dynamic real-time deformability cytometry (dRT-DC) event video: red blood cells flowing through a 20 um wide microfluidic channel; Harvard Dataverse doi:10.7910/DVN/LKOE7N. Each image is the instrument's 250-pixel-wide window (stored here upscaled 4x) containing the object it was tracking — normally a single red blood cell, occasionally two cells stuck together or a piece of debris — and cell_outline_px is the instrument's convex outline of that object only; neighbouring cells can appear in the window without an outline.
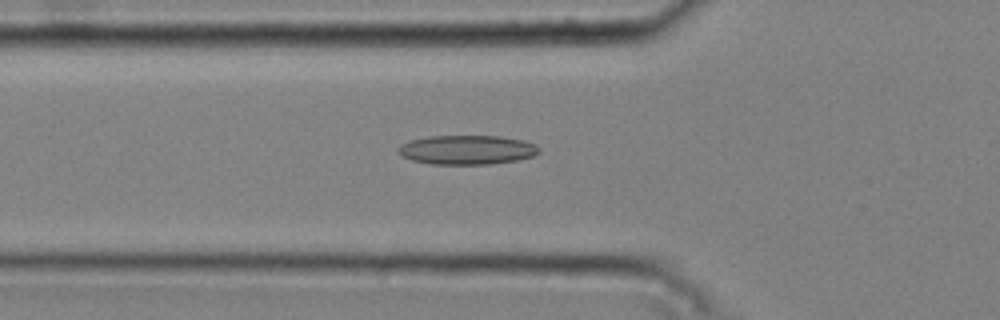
{"species": "common noctule bat (a hibernating species)", "species_latin": "Nyctalus noctula", "temperature_condition": "cold", "stored_images_in_passage": 36, "camera_frame_rate_fps": 3000, "um_per_image_px": 0.085, "animal": {"sex": "male", "body_mass_g": 20.4}, "frame": {"image": 1, "passage_image": 5, "time_ms": 1.333, "image_size_px": [1000, 320], "cell_outline_px": [[540, 152], [532, 156], [516, 160], [488, 164], [432, 164], [412, 160], [404, 156], [400, 152], [400, 144], [412, 140], [428, 136], [500, 136], [524, 140], [536, 144], [540, 148]], "centroid_in_image_um": [39.75, 12.73], "position_along_channel_um": 86.1, "area_um2": 23.81}}
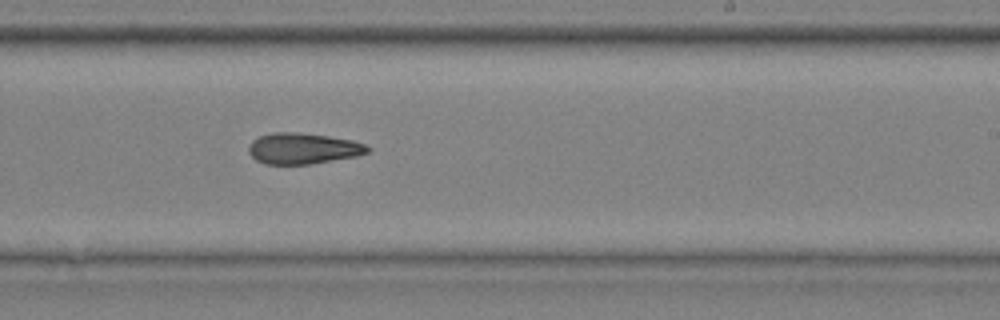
{"frame": {"image": 2, "passage_image": 19, "time_ms": 6.0, "image_size_px": [1000, 320], "cell_outline_px": [[372, 148], [368, 152], [356, 156], [312, 164], [264, 164], [256, 160], [248, 152], [248, 148], [252, 140], [260, 136], [272, 132], [292, 132], [328, 136], [352, 140], [368, 144]], "centroid_in_image_um": [25.77, 12.62], "position_along_channel_um": 263.2, "area_um2": 21.56}}
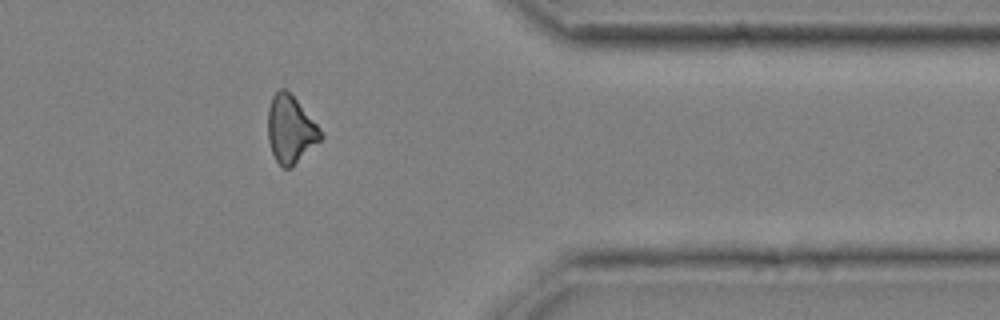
{"frame": {"image": 3, "passage_image": 30, "time_ms": 9.667, "image_size_px": [1000, 320], "cell_outline_px": [[324, 136], [292, 168], [284, 168], [276, 160], [272, 152], [268, 140], [268, 108], [272, 96], [280, 88], [284, 88], [296, 100], [324, 132]], "centroid_in_image_um": [24.7, 11.01], "position_along_channel_um": 386.7, "area_um2": 20.63}}